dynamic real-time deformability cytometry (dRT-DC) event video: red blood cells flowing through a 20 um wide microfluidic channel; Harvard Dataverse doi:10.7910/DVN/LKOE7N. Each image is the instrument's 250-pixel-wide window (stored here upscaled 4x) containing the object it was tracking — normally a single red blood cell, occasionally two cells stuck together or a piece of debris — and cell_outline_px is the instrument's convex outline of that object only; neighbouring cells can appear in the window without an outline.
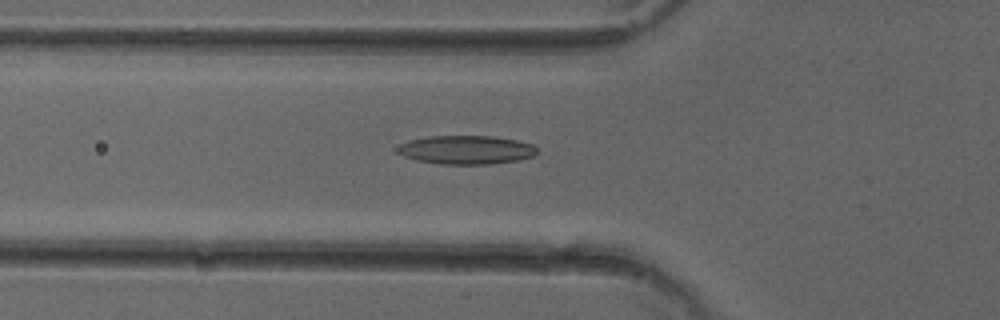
{"species": "common noctule bat (a hibernating species)", "species_latin": "Nyctalus noctula", "temperature_condition": "cold", "stored_images_in_passage": 39, "camera_frame_rate_fps": 3000, "um_per_image_px": 0.085, "animal": {"sex": "female"}, "frame": {"image": 1, "passage_image": 7, "time_ms": 2.0, "image_size_px": [1000, 320], "cell_outline_px": [[540, 152], [532, 156], [516, 160], [488, 164], [440, 164], [416, 160], [404, 156], [400, 152], [400, 144], [408, 140], [428, 136], [492, 136], [516, 140], [532, 144]], "centroid_in_image_um": [39.65, 12.73], "position_along_channel_um": 86.2, "area_um2": 23.12}}
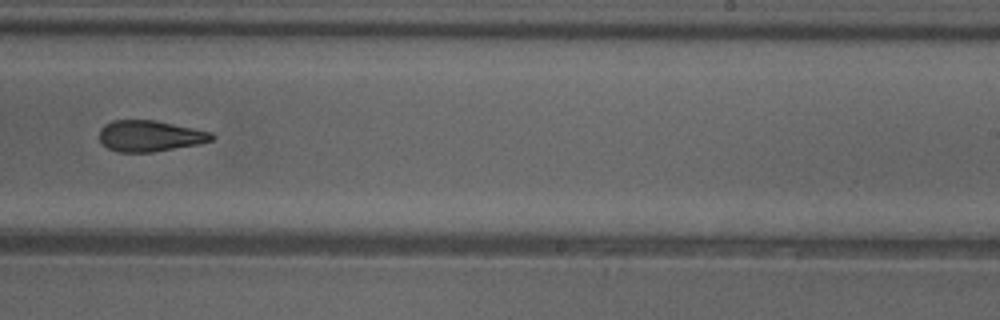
{"frame": {"image": 2, "passage_image": 21, "time_ms": 6.667, "image_size_px": [1000, 320], "cell_outline_px": [[216, 136], [212, 140], [200, 144], [152, 152], [120, 152], [108, 148], [100, 140], [100, 128], [104, 124], [112, 120], [156, 120], [212, 132]], "centroid_in_image_um": [12.76, 11.55], "position_along_channel_um": 276.2, "area_um2": 20.4}}
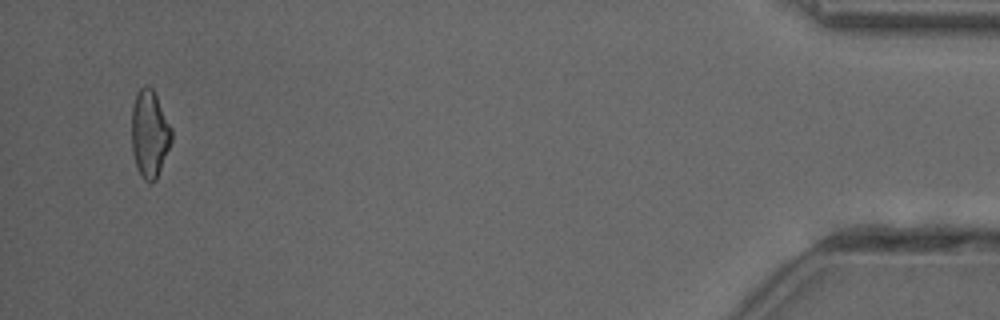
{"frame": {"image": 3, "passage_image": 38, "time_ms": 12.333, "image_size_px": [1000, 320], "cell_outline_px": [[172, 140], [156, 180], [152, 184], [144, 180], [136, 164], [132, 152], [132, 108], [136, 92], [144, 84], [148, 84], [152, 88], [172, 128]], "centroid_in_image_um": [12.71, 11.35], "position_along_channel_um": 422.5, "area_um2": 20.29}}